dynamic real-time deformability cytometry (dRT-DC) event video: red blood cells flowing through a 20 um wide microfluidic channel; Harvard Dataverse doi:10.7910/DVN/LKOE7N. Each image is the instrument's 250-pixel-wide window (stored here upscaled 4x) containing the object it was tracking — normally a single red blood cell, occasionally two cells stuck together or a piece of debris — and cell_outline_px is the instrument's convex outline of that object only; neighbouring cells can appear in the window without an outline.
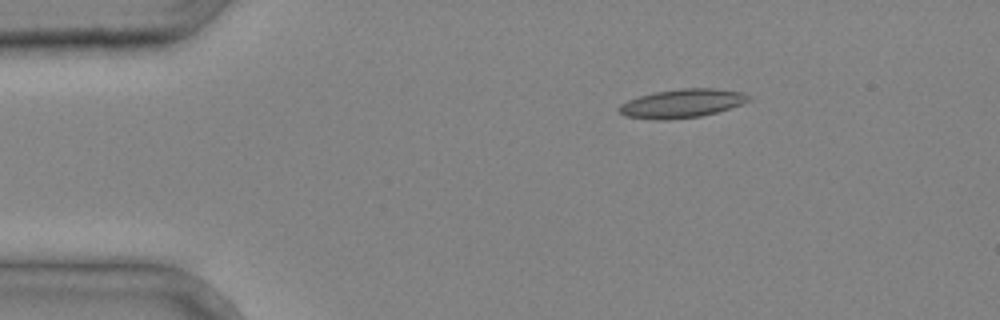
{"species": "common noctule bat (a hibernating species)", "species_latin": "Nyctalus noctula", "temperature_condition": "cold", "stored_images_in_passage": 3, "camera_frame_rate_fps": 3000, "um_per_image_px": 0.085, "animal": {"sex": "male", "body_mass_g": 20.4}, "frame": {"image": 1, "passage_image": 2, "time_ms": 0.333, "image_size_px": [1000, 320], "cell_outline_px": [[752, 100], [716, 112], [700, 116], [668, 120], [652, 120], [624, 116], [616, 108], [620, 104], [628, 100], [640, 96], [656, 92], [680, 88], [712, 88], [744, 92], [752, 96]], "centroid_in_image_um": [57.96, 8.79], "position_along_channel_um": 27.0, "area_um2": 21.73}}